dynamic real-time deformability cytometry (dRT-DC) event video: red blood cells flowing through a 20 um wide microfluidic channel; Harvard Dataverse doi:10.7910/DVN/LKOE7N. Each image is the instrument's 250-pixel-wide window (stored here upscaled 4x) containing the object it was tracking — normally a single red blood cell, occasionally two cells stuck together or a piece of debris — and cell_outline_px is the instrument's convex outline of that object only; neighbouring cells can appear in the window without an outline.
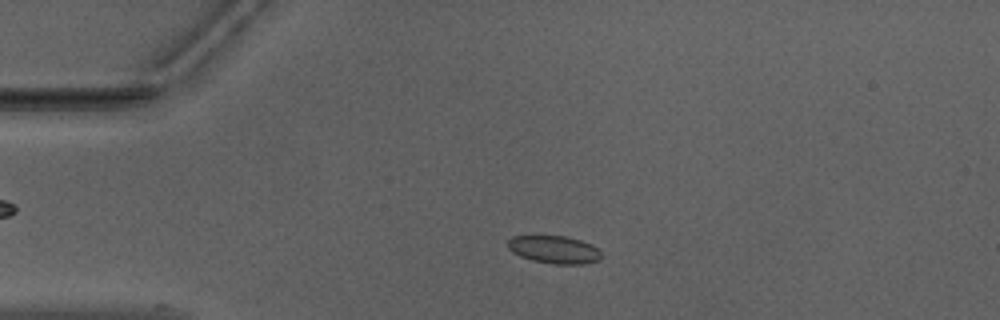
{"species": "Egyptian fruit bat (a non-hibernating species)", "species_latin": "Rousettus aegyptiacus", "temperature_condition": "warm", "stored_images_in_passage": 26, "camera_frame_rate_fps": 3000, "um_per_image_px": 0.085, "animal": {"sex": "male"}, "frame": {"image": 1, "passage_image": 10, "time_ms": 3.0, "image_size_px": [1000, 320], "cell_outline_px": [[600, 260], [584, 264], [552, 264], [532, 260], [520, 256], [512, 252], [508, 248], [508, 240], [512, 236], [568, 236], [592, 244], [600, 252]], "centroid_in_image_um": [47.1, 21.21], "position_along_channel_um": 37.9, "area_um2": 15.14}}
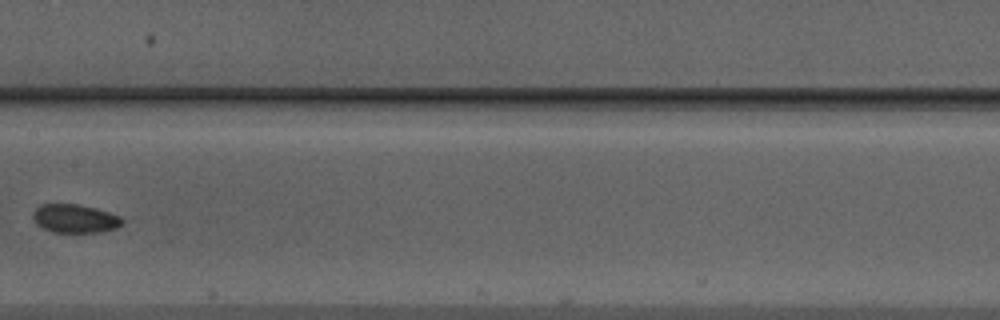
{"frame": {"image": 2, "passage_image": 25, "time_ms": 8.0, "image_size_px": [1000, 320], "cell_outline_px": [[124, 224], [116, 228], [100, 232], [52, 232], [40, 228], [36, 224], [32, 216], [32, 212], [40, 204], [76, 204], [96, 208], [120, 216], [124, 220]], "centroid_in_image_um": [6.35, 18.58], "position_along_channel_um": 201.1, "area_um2": 15.03}}